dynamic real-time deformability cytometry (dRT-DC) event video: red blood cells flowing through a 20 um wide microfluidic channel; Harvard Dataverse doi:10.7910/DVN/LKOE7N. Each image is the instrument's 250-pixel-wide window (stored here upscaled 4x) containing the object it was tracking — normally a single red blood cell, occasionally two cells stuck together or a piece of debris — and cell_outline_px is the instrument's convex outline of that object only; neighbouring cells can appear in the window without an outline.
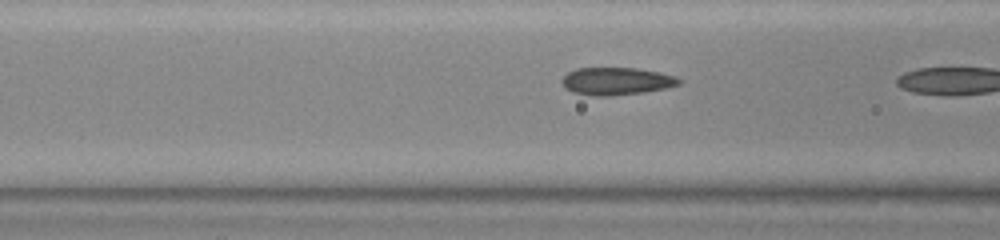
{"species": "common noctule bat (a hibernating species)", "species_latin": "Nyctalus noctula", "temperature_condition": "warm", "stored_images_in_passage": 17, "camera_frame_rate_fps": 3000, "um_per_image_px": 0.085, "animal": {"sex": "female", "body_mass_g": 23.0, "forearm_length_mm": 53.4}, "frame": {"image": 1, "passage_image": 16, "time_ms": 5.0, "image_size_px": [1000, 240], "cell_outline_px": [[680, 84], [664, 88], [644, 92], [608, 96], [596, 96], [572, 92], [564, 88], [560, 80], [568, 72], [576, 68], [636, 68], [660, 72], [676, 76], [680, 80]], "centroid_in_image_um": [52.36, 6.89], "position_along_channel_um": 114.2, "area_um2": 18.79}}